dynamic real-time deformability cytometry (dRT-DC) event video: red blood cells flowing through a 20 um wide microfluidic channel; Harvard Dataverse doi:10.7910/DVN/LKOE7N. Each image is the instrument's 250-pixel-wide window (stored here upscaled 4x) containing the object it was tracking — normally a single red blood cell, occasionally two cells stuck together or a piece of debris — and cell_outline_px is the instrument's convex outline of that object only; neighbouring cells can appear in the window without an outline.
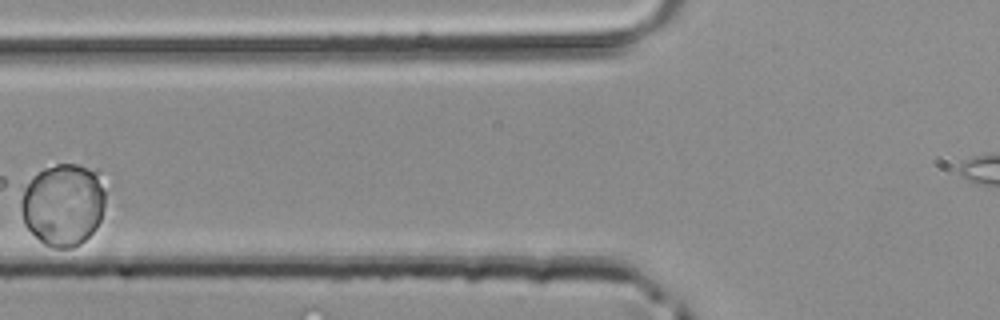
{"species": "common noctule bat (a hibernating species)", "species_latin": "Nyctalus noctula", "temperature_condition": "room temperature", "stored_images_in_passage": 2, "camera_frame_rate_fps": 3000, "um_per_image_px": 0.085, "animal": {"sex": "male", "body_mass_g": 20.4}, "frame": {"image": 1, "passage_image": 2, "time_ms": 0.333, "image_size_px": [1000, 320], "cell_outline_px": [[104, 204], [100, 220], [96, 228], [80, 244], [72, 248], [52, 248], [44, 244], [24, 224], [20, 208], [20, 204], [24, 188], [44, 168], [56, 164], [80, 164], [96, 168], [104, 192]], "centroid_in_image_um": [5.38, 17.39], "position_along_channel_um": 120.4, "area_um2": 40.4}}